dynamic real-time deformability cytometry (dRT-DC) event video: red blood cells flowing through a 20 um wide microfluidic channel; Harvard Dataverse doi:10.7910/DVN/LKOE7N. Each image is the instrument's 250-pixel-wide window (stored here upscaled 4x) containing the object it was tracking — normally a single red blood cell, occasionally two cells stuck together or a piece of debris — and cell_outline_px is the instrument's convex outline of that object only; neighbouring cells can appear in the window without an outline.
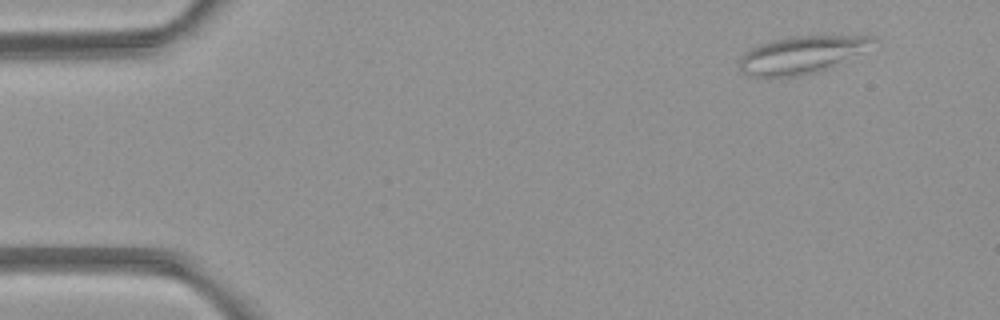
{"species": "common noctule bat (a hibernating species)", "species_latin": "Nyctalus noctula", "temperature_condition": "room temperature", "stored_images_in_passage": 5, "camera_frame_rate_fps": 3000, "um_per_image_px": 0.085, "animal": {"sex": "female", "body_mass_g": 21.9}, "frame": {"image": 1, "passage_image": 1, "time_ms": 0.0, "image_size_px": [1000, 320], "cell_outline_px": [[872, 40], [860, 52], [832, 68], [820, 72], [800, 76], [768, 80], [764, 80], [748, 76], [740, 72], [740, 60], [744, 52], [760, 44], [772, 40], [792, 36], [872, 36]], "centroid_in_image_um": [67.97, 4.73], "position_along_channel_um": 17.0, "area_um2": 29.42}}